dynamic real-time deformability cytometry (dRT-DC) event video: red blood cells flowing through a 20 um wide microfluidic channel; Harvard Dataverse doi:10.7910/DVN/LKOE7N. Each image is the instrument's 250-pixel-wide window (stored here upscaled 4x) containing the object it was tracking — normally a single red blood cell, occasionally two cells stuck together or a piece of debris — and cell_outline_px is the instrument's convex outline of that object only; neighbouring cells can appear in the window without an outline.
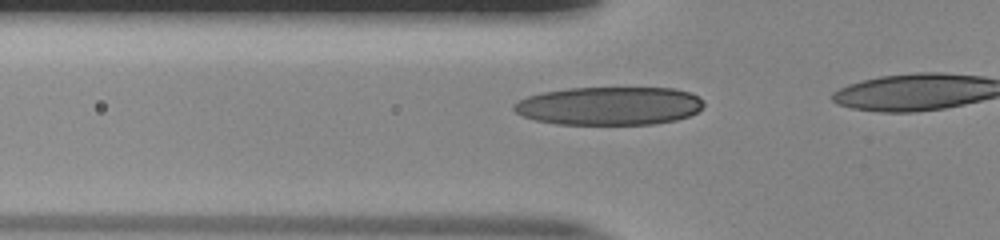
{"species": "human", "species_latin": "Homo sapiens", "temperature_condition": "room temperature", "stored_images_in_passage": 13, "camera_frame_rate_fps": 3000, "um_per_image_px": 0.085, "donor": {"sex": "male"}, "frame": {"image": 1, "passage_image": 10, "time_ms": 3.0, "image_size_px": [1000, 240], "cell_outline_px": [[704, 104], [696, 112], [688, 116], [676, 120], [656, 124], [556, 124], [536, 120], [524, 116], [516, 112], [512, 108], [512, 104], [528, 96], [544, 92], [568, 88], [672, 88], [688, 92], [704, 100]], "centroid_in_image_um": [51.78, 9.0], "position_along_channel_um": 74.0, "area_um2": 42.25}}